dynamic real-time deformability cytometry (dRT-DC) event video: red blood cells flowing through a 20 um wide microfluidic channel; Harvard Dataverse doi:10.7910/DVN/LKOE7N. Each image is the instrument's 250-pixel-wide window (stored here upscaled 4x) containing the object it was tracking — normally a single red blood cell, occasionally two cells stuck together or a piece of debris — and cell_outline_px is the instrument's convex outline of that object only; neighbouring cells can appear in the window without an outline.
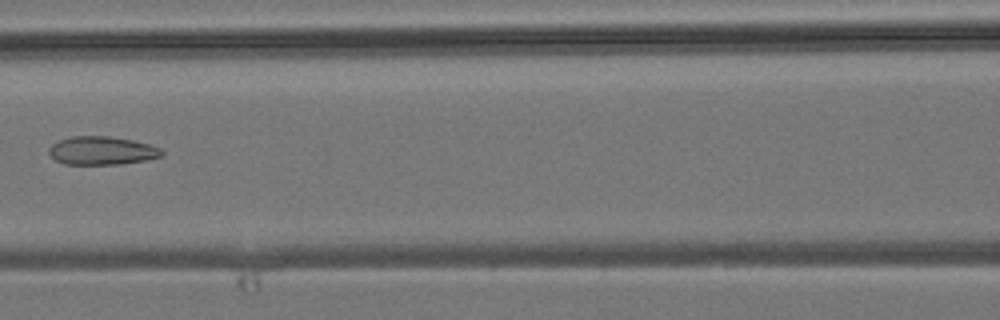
{"species": "common noctule bat (a hibernating species)", "species_latin": "Nyctalus noctula", "temperature_condition": "room temperature", "stored_images_in_passage": 6, "camera_frame_rate_fps": 3000, "um_per_image_px": 0.085, "animal": {"sex": "male", "body_mass_g": 19.2, "forearm_length_mm": 51.8}, "frame": {"image": 1, "passage_image": 6, "time_ms": 6.667, "image_size_px": [1000, 320], "cell_outline_px": [[164, 156], [144, 160], [120, 164], [64, 164], [56, 160], [48, 152], [48, 148], [52, 144], [60, 140], [72, 136], [108, 136], [132, 140], [148, 144], [160, 148], [164, 152]], "centroid_in_image_um": [8.66, 12.8], "position_along_channel_um": 157.9, "area_um2": 18.55}}